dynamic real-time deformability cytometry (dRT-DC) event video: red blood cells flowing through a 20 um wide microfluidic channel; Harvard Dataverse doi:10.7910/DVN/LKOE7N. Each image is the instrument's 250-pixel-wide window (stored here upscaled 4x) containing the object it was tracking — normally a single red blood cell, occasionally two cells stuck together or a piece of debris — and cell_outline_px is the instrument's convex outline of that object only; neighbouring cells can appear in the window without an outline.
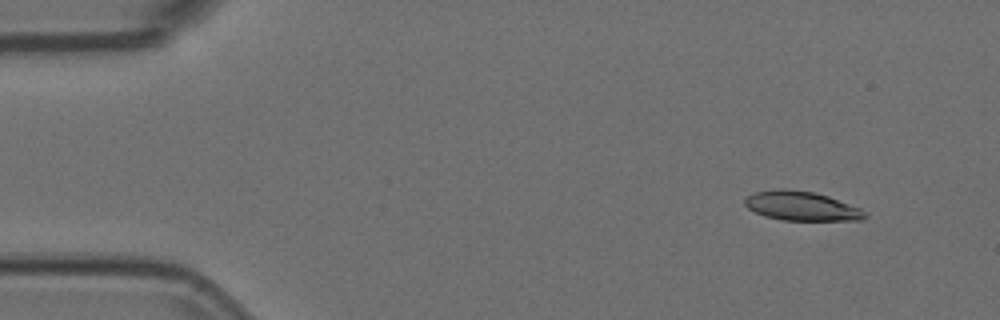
{"species": "Egyptian fruit bat (a non-hibernating species)", "species_latin": "Rousettus aegyptiacus", "temperature_condition": "room temperature", "stored_images_in_passage": 5, "camera_frame_rate_fps": 3000, "um_per_image_px": 0.085, "animal": {"sex": "female"}, "frame": {"image": 1, "passage_image": 2, "time_ms": 0.333, "image_size_px": [1000, 320], "cell_outline_px": [[868, 216], [864, 220], [780, 220], [764, 216], [748, 208], [744, 204], [744, 200], [748, 196], [756, 192], [776, 188], [784, 188], [812, 192], [828, 196], [860, 208]], "centroid_in_image_um": [68.12, 17.51], "position_along_channel_um": 16.9, "area_um2": 20.4}}
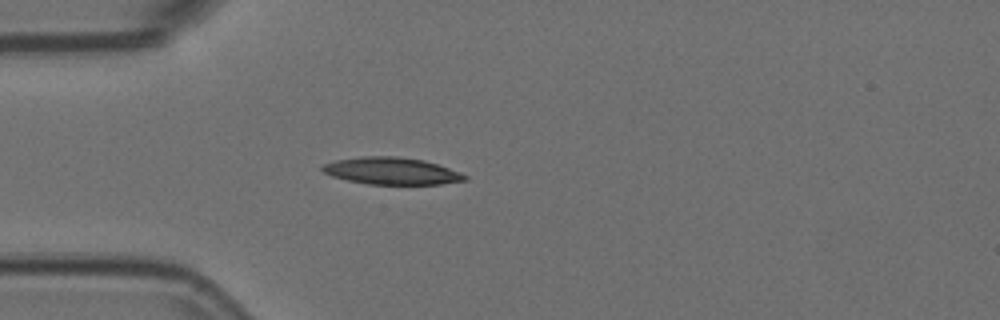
{"frame": {"image": 2, "passage_image": 5, "time_ms": 1.333, "image_size_px": [1000, 320], "cell_outline_px": [[468, 180], [440, 184], [368, 184], [348, 180], [332, 176], [324, 172], [320, 168], [324, 164], [336, 160], [360, 156], [396, 156], [424, 160], [460, 172], [468, 176]], "centroid_in_image_um": [33.29, 14.53], "position_along_channel_um": 51.7, "area_um2": 22.37}}